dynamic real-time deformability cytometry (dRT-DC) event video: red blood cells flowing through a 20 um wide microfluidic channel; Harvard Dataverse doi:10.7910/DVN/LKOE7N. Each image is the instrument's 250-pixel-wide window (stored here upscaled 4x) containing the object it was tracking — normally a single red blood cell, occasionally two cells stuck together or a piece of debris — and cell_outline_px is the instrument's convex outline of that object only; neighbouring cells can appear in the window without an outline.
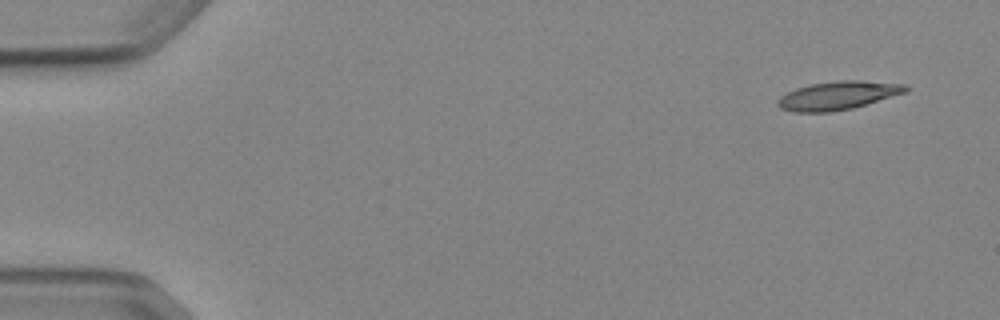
{"species": "Egyptian fruit bat (a non-hibernating species)", "species_latin": "Rousettus aegyptiacus", "temperature_condition": "cold", "stored_images_in_passage": 8, "camera_frame_rate_fps": 3000, "um_per_image_px": 0.085, "animal": {"sex": "female"}, "frame": {"image": 1, "passage_image": 1, "time_ms": 0.0, "image_size_px": [1000, 320], "cell_outline_px": [[908, 92], [852, 108], [828, 112], [792, 112], [780, 108], [776, 104], [776, 100], [780, 96], [796, 88], [808, 84], [840, 80], [860, 80], [908, 84]], "centroid_in_image_um": [71.22, 8.11], "position_along_channel_um": 13.8, "area_um2": 21.39}}
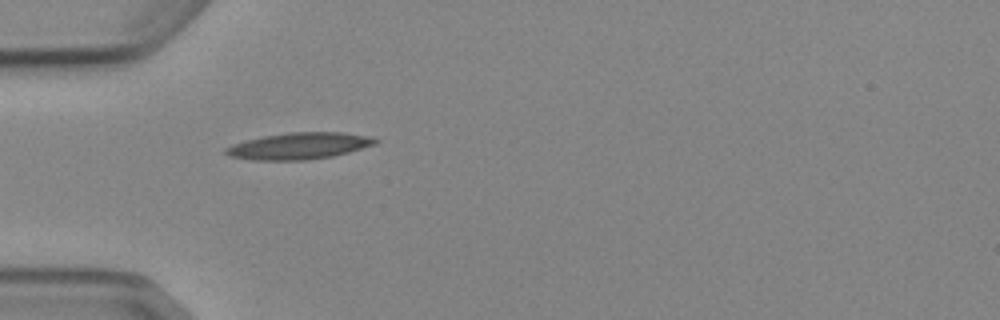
{"frame": {"image": 2, "passage_image": 4, "time_ms": 4.333, "image_size_px": [1000, 320], "cell_outline_px": [[380, 140], [376, 144], [348, 152], [332, 156], [304, 160], [252, 160], [232, 156], [224, 152], [224, 148], [232, 144], [244, 140], [264, 136], [288, 132], [344, 132], [372, 136]], "centroid_in_image_um": [25.44, 12.39], "position_along_channel_um": 59.6, "area_um2": 23.24}}
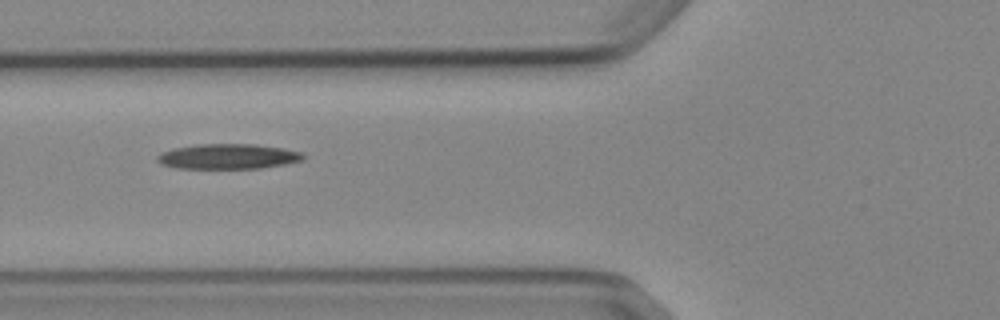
{"frame": {"image": 3, "passage_image": 5, "time_ms": 5.667, "image_size_px": [1000, 320], "cell_outline_px": [[304, 160], [284, 164], [260, 168], [176, 168], [160, 164], [156, 160], [156, 156], [172, 148], [200, 144], [256, 144], [284, 148], [304, 152]], "centroid_in_image_um": [19.4, 13.29], "position_along_channel_um": 106.4, "area_um2": 21.44}}